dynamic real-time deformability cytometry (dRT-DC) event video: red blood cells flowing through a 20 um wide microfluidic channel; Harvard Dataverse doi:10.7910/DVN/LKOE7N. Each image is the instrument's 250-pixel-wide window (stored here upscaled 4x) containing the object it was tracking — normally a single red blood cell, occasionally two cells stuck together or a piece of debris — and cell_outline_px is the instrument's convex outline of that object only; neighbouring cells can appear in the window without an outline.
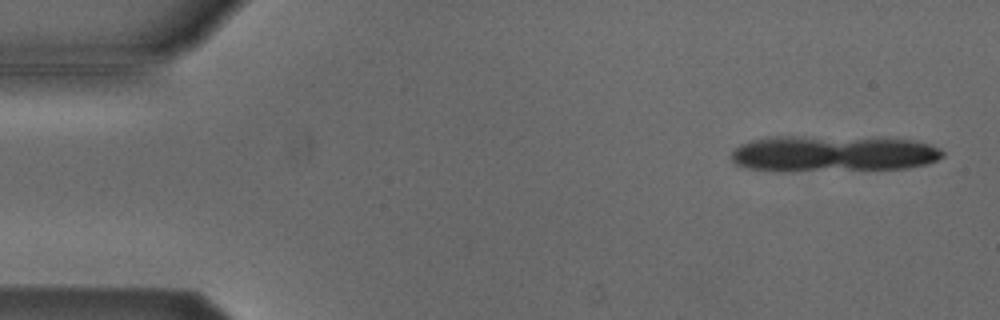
{"species": "Egyptian fruit bat (a non-hibernating species)", "species_latin": "Rousettus aegyptiacus", "temperature_condition": "cold", "stored_images_in_passage": 8, "camera_frame_rate_fps": 3000, "um_per_image_px": 0.085, "animal": {"sex": "male"}, "frame": {"image": 1, "passage_image": 2, "time_ms": 0.333, "image_size_px": [1000, 320], "cell_outline_px": [[944, 156], [928, 164], [908, 168], [748, 168], [736, 164], [728, 156], [740, 144], [752, 140], [772, 136], [796, 136], [912, 140], [928, 144], [940, 148], [944, 152]], "centroid_in_image_um": [70.84, 13.01], "position_along_channel_um": 14.2, "area_um2": 42.43}}